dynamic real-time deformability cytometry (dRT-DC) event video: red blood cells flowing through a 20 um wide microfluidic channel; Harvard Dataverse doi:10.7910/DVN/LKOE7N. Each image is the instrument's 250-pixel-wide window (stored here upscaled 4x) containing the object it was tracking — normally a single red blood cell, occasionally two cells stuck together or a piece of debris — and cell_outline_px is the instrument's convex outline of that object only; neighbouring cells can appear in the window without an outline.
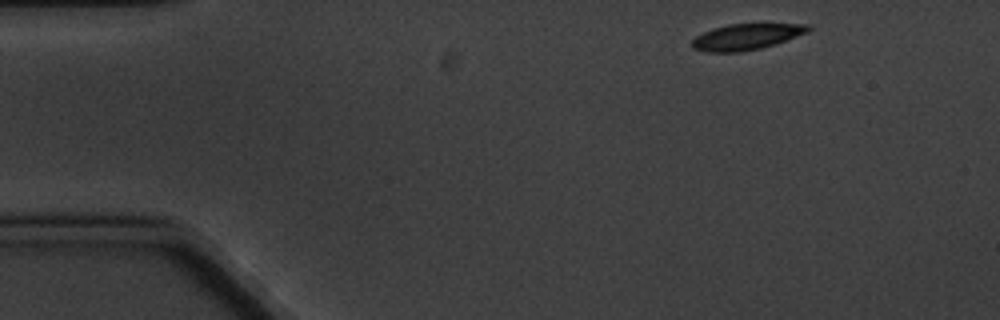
{"species": "common noctule bat (a hibernating species)", "species_latin": "Nyctalus noctula", "temperature_condition": "cold", "stored_images_in_passage": 4, "camera_frame_rate_fps": 3000, "um_per_image_px": 0.085, "animal": {"sex": "male", "body_mass_g": 20.1, "forearm_length_mm": 53.5}, "frame": {"image": 1, "passage_image": 1, "time_ms": 0.0, "image_size_px": [1000, 320], "cell_outline_px": [[812, 28], [808, 32], [760, 48], [740, 52], [704, 52], [692, 48], [692, 40], [696, 36], [712, 28], [728, 24], [808, 24]], "centroid_in_image_um": [63.39, 3.12], "position_along_channel_um": 21.6, "area_um2": 17.4}}
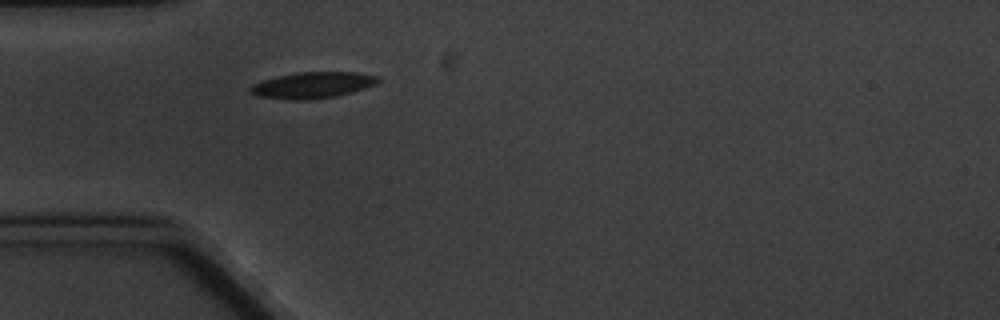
{"frame": {"image": 2, "passage_image": 4, "time_ms": 3.333, "image_size_px": [1000, 320], "cell_outline_px": [[380, 80], [376, 84], [352, 92], [336, 96], [308, 100], [292, 100], [260, 96], [252, 92], [248, 88], [252, 84], [264, 80], [296, 72], [356, 72], [380, 76]], "centroid_in_image_um": [26.62, 7.23], "position_along_channel_um": 58.4, "area_um2": 19.36}}